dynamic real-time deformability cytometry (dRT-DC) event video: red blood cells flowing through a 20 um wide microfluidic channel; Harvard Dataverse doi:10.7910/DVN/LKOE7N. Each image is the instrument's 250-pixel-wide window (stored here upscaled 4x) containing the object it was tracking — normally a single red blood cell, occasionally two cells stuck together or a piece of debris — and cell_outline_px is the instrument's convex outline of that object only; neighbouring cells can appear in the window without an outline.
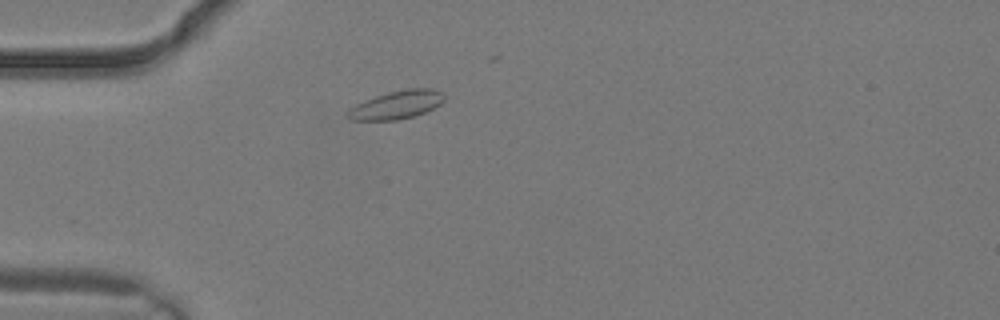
{"species": "common noctule bat (a hibernating species)", "species_latin": "Nyctalus noctula", "temperature_condition": "warm", "stored_images_in_passage": 2, "camera_frame_rate_fps": 3000, "um_per_image_px": 0.085, "animal": {"sex": "male", "body_mass_g": 19.2, "forearm_length_mm": 51.8}, "frame": {"image": 1, "passage_image": 2, "time_ms": 0.333, "image_size_px": [1000, 320], "cell_outline_px": [[444, 100], [440, 104], [424, 112], [412, 116], [396, 120], [352, 120], [344, 112], [356, 104], [364, 100], [388, 92], [408, 88], [432, 88], [444, 92]], "centroid_in_image_um": [33.71, 8.89], "position_along_channel_um": 51.3, "area_um2": 15.84}}